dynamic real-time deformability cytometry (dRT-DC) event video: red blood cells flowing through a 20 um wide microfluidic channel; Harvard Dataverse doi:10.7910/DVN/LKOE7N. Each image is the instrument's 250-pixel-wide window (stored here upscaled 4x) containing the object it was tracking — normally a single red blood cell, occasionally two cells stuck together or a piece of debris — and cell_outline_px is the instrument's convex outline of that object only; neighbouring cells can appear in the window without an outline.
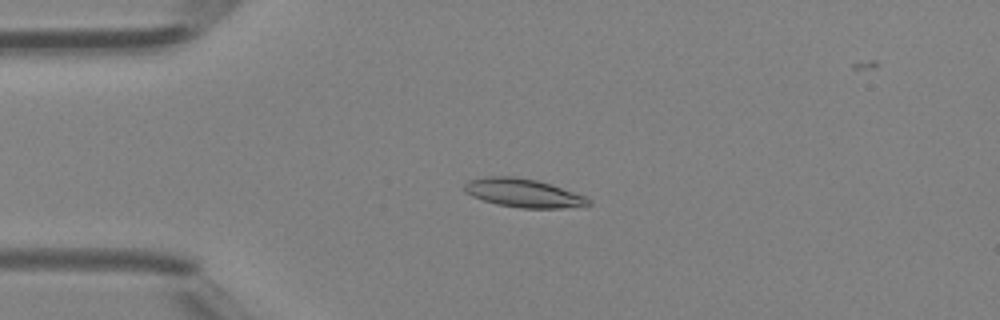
{"species": "Egyptian fruit bat (a non-hibernating species)", "species_latin": "Rousettus aegyptiacus", "temperature_condition": "room temperature", "stored_images_in_passage": 48, "camera_frame_rate_fps": 3000, "um_per_image_px": 0.085, "animal": {"sex": "female"}, "frame": {"image": 1, "passage_image": 12, "time_ms": 3.667, "image_size_px": [1000, 320], "cell_outline_px": [[592, 204], [560, 208], [520, 208], [496, 204], [472, 196], [464, 192], [464, 184], [468, 180], [484, 176], [516, 176], [536, 180], [588, 196], [592, 200]], "centroid_in_image_um": [44.47, 16.4], "position_along_channel_um": 40.5, "area_um2": 20.75}}
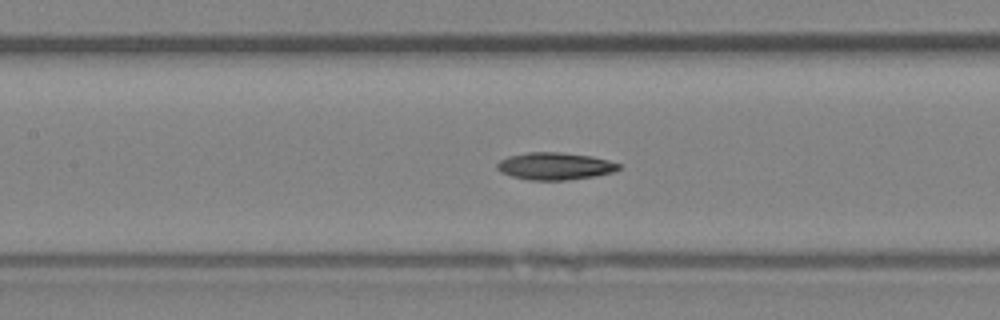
{"frame": {"image": 2, "passage_image": 22, "time_ms": 7.0, "image_size_px": [1000, 320], "cell_outline_px": [[620, 168], [616, 172], [596, 176], [568, 180], [528, 180], [512, 176], [500, 172], [496, 168], [496, 164], [500, 160], [508, 156], [528, 152], [560, 152], [592, 156], [608, 160], [620, 164]], "centroid_in_image_um": [47.18, 14.12], "position_along_channel_um": 160.2, "area_um2": 19.54}}
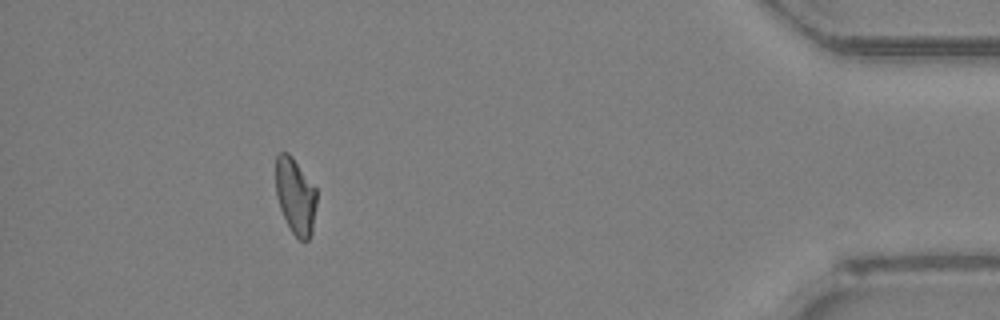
{"frame": {"image": 3, "passage_image": 43, "time_ms": 14.0, "image_size_px": [1000, 320], "cell_outline_px": [[316, 204], [312, 232], [308, 240], [300, 240], [292, 232], [280, 208], [276, 196], [276, 156], [280, 152], [288, 152], [292, 156], [316, 188]], "centroid_in_image_um": [25.11, 16.65], "position_along_channel_um": 410.1, "area_um2": 18.03}, "authors_computed_cell_mechanics": {"area_um2": 19.1607, "velocity_mm_per_s": 4.4056, "shape_relaxation_time_tau1_ms": 4.837, "shape_relaxation_time_tau2_ms": null, "deformation_change_tau1": 0.1576, "deformation_change_tau2": null}}